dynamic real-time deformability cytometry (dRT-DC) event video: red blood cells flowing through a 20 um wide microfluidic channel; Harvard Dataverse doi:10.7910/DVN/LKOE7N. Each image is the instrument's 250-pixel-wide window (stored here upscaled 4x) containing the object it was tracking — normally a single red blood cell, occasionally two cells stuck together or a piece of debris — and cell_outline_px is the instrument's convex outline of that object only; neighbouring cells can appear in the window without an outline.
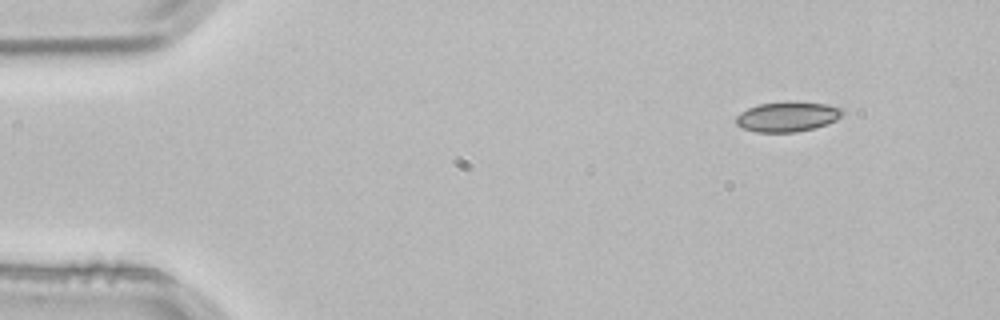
{"species": "common noctule bat (a hibernating species)", "species_latin": "Nyctalus noctula", "temperature_condition": "room temperature", "stored_images_in_passage": 3, "camera_frame_rate_fps": 3000, "um_per_image_px": 0.085, "animal": {"sex": "male", "body_mass_g": 21.5, "forearm_length_mm": 52.0}, "frame": {"image": 1, "passage_image": 1, "time_ms": 0.0, "image_size_px": [1000, 320], "cell_outline_px": [[844, 112], [836, 120], [828, 124], [816, 128], [796, 132], [756, 132], [740, 128], [736, 124], [736, 116], [740, 112], [748, 108], [760, 104], [828, 104], [844, 108]], "centroid_in_image_um": [66.93, 9.97], "position_along_channel_um": 18.1, "area_um2": 18.09}}
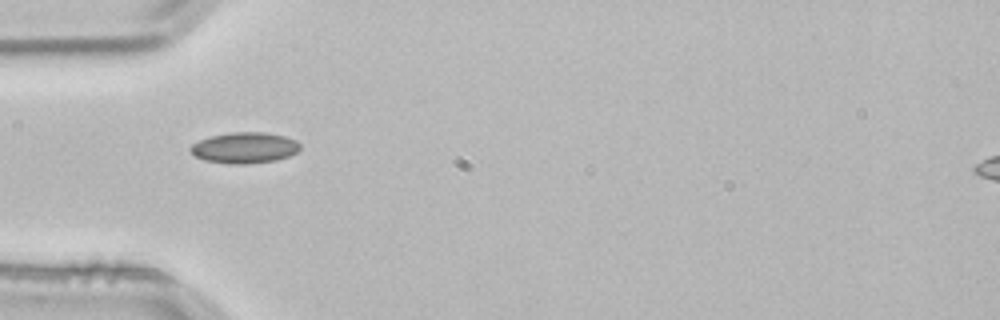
{"frame": {"image": 2, "passage_image": 3, "time_ms": 0.667, "image_size_px": [1000, 320], "cell_outline_px": [[300, 148], [296, 152], [288, 156], [276, 160], [244, 164], [228, 164], [204, 160], [196, 156], [188, 148], [192, 144], [200, 140], [212, 136], [232, 132], [264, 132], [284, 136], [296, 140], [300, 144]], "centroid_in_image_um": [20.79, 12.56], "position_along_channel_um": 64.2, "area_um2": 19.65}}